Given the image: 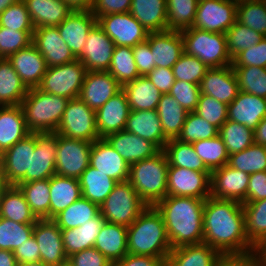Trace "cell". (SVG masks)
<instances>
[{
    "instance_id": "obj_59",
    "label": "cell",
    "mask_w": 266,
    "mask_h": 266,
    "mask_svg": "<svg viewBox=\"0 0 266 266\" xmlns=\"http://www.w3.org/2000/svg\"><path fill=\"white\" fill-rule=\"evenodd\" d=\"M34 31H15L0 26V58H8L28 47L33 41Z\"/></svg>"
},
{
    "instance_id": "obj_71",
    "label": "cell",
    "mask_w": 266,
    "mask_h": 266,
    "mask_svg": "<svg viewBox=\"0 0 266 266\" xmlns=\"http://www.w3.org/2000/svg\"><path fill=\"white\" fill-rule=\"evenodd\" d=\"M253 255L261 266H266V236L254 246Z\"/></svg>"
},
{
    "instance_id": "obj_4",
    "label": "cell",
    "mask_w": 266,
    "mask_h": 266,
    "mask_svg": "<svg viewBox=\"0 0 266 266\" xmlns=\"http://www.w3.org/2000/svg\"><path fill=\"white\" fill-rule=\"evenodd\" d=\"M168 166L163 150L129 166L128 181L147 206H154L167 196Z\"/></svg>"
},
{
    "instance_id": "obj_12",
    "label": "cell",
    "mask_w": 266,
    "mask_h": 266,
    "mask_svg": "<svg viewBox=\"0 0 266 266\" xmlns=\"http://www.w3.org/2000/svg\"><path fill=\"white\" fill-rule=\"evenodd\" d=\"M97 24L113 40L115 46L134 47L146 41L147 30L130 12L98 16Z\"/></svg>"
},
{
    "instance_id": "obj_40",
    "label": "cell",
    "mask_w": 266,
    "mask_h": 266,
    "mask_svg": "<svg viewBox=\"0 0 266 266\" xmlns=\"http://www.w3.org/2000/svg\"><path fill=\"white\" fill-rule=\"evenodd\" d=\"M27 91L9 60L0 58V106L21 105Z\"/></svg>"
},
{
    "instance_id": "obj_45",
    "label": "cell",
    "mask_w": 266,
    "mask_h": 266,
    "mask_svg": "<svg viewBox=\"0 0 266 266\" xmlns=\"http://www.w3.org/2000/svg\"><path fill=\"white\" fill-rule=\"evenodd\" d=\"M242 205L245 214V233L249 242L255 246L266 236V198Z\"/></svg>"
},
{
    "instance_id": "obj_51",
    "label": "cell",
    "mask_w": 266,
    "mask_h": 266,
    "mask_svg": "<svg viewBox=\"0 0 266 266\" xmlns=\"http://www.w3.org/2000/svg\"><path fill=\"white\" fill-rule=\"evenodd\" d=\"M237 78L239 91L266 98V68L232 66Z\"/></svg>"
},
{
    "instance_id": "obj_6",
    "label": "cell",
    "mask_w": 266,
    "mask_h": 266,
    "mask_svg": "<svg viewBox=\"0 0 266 266\" xmlns=\"http://www.w3.org/2000/svg\"><path fill=\"white\" fill-rule=\"evenodd\" d=\"M180 32L184 52L197 57L208 68H222L232 64L224 33H214L193 27Z\"/></svg>"
},
{
    "instance_id": "obj_13",
    "label": "cell",
    "mask_w": 266,
    "mask_h": 266,
    "mask_svg": "<svg viewBox=\"0 0 266 266\" xmlns=\"http://www.w3.org/2000/svg\"><path fill=\"white\" fill-rule=\"evenodd\" d=\"M211 172L168 166L167 196L210 197Z\"/></svg>"
},
{
    "instance_id": "obj_31",
    "label": "cell",
    "mask_w": 266,
    "mask_h": 266,
    "mask_svg": "<svg viewBox=\"0 0 266 266\" xmlns=\"http://www.w3.org/2000/svg\"><path fill=\"white\" fill-rule=\"evenodd\" d=\"M34 28L57 27L72 12L63 0H23Z\"/></svg>"
},
{
    "instance_id": "obj_19",
    "label": "cell",
    "mask_w": 266,
    "mask_h": 266,
    "mask_svg": "<svg viewBox=\"0 0 266 266\" xmlns=\"http://www.w3.org/2000/svg\"><path fill=\"white\" fill-rule=\"evenodd\" d=\"M121 89L122 86L108 71H87L78 97L97 111Z\"/></svg>"
},
{
    "instance_id": "obj_30",
    "label": "cell",
    "mask_w": 266,
    "mask_h": 266,
    "mask_svg": "<svg viewBox=\"0 0 266 266\" xmlns=\"http://www.w3.org/2000/svg\"><path fill=\"white\" fill-rule=\"evenodd\" d=\"M28 134L21 105L0 106V152L3 154Z\"/></svg>"
},
{
    "instance_id": "obj_46",
    "label": "cell",
    "mask_w": 266,
    "mask_h": 266,
    "mask_svg": "<svg viewBox=\"0 0 266 266\" xmlns=\"http://www.w3.org/2000/svg\"><path fill=\"white\" fill-rule=\"evenodd\" d=\"M108 72L123 86L140 77L132 47L116 46Z\"/></svg>"
},
{
    "instance_id": "obj_39",
    "label": "cell",
    "mask_w": 266,
    "mask_h": 266,
    "mask_svg": "<svg viewBox=\"0 0 266 266\" xmlns=\"http://www.w3.org/2000/svg\"><path fill=\"white\" fill-rule=\"evenodd\" d=\"M0 217L22 224L36 223L38 220L26 202L23 192L15 185H9L3 193Z\"/></svg>"
},
{
    "instance_id": "obj_49",
    "label": "cell",
    "mask_w": 266,
    "mask_h": 266,
    "mask_svg": "<svg viewBox=\"0 0 266 266\" xmlns=\"http://www.w3.org/2000/svg\"><path fill=\"white\" fill-rule=\"evenodd\" d=\"M167 30L181 31L192 27L199 0H166Z\"/></svg>"
},
{
    "instance_id": "obj_37",
    "label": "cell",
    "mask_w": 266,
    "mask_h": 266,
    "mask_svg": "<svg viewBox=\"0 0 266 266\" xmlns=\"http://www.w3.org/2000/svg\"><path fill=\"white\" fill-rule=\"evenodd\" d=\"M130 110H157L162 93L147 78L140 76L122 86Z\"/></svg>"
},
{
    "instance_id": "obj_22",
    "label": "cell",
    "mask_w": 266,
    "mask_h": 266,
    "mask_svg": "<svg viewBox=\"0 0 266 266\" xmlns=\"http://www.w3.org/2000/svg\"><path fill=\"white\" fill-rule=\"evenodd\" d=\"M130 111L126 94L121 89L96 111V127L99 138L123 131Z\"/></svg>"
},
{
    "instance_id": "obj_44",
    "label": "cell",
    "mask_w": 266,
    "mask_h": 266,
    "mask_svg": "<svg viewBox=\"0 0 266 266\" xmlns=\"http://www.w3.org/2000/svg\"><path fill=\"white\" fill-rule=\"evenodd\" d=\"M23 192L26 202L37 219H49L50 178L27 183H17Z\"/></svg>"
},
{
    "instance_id": "obj_48",
    "label": "cell",
    "mask_w": 266,
    "mask_h": 266,
    "mask_svg": "<svg viewBox=\"0 0 266 266\" xmlns=\"http://www.w3.org/2000/svg\"><path fill=\"white\" fill-rule=\"evenodd\" d=\"M218 135L223 140L228 155L240 152L254 143V131L245 125L227 120Z\"/></svg>"
},
{
    "instance_id": "obj_8",
    "label": "cell",
    "mask_w": 266,
    "mask_h": 266,
    "mask_svg": "<svg viewBox=\"0 0 266 266\" xmlns=\"http://www.w3.org/2000/svg\"><path fill=\"white\" fill-rule=\"evenodd\" d=\"M87 69L79 59L60 66L47 67L39 90L62 96L67 99L77 98L80 94Z\"/></svg>"
},
{
    "instance_id": "obj_35",
    "label": "cell",
    "mask_w": 266,
    "mask_h": 266,
    "mask_svg": "<svg viewBox=\"0 0 266 266\" xmlns=\"http://www.w3.org/2000/svg\"><path fill=\"white\" fill-rule=\"evenodd\" d=\"M104 222L105 219L99 213L77 228L61 229L63 246L67 257L76 252L94 247L96 237Z\"/></svg>"
},
{
    "instance_id": "obj_72",
    "label": "cell",
    "mask_w": 266,
    "mask_h": 266,
    "mask_svg": "<svg viewBox=\"0 0 266 266\" xmlns=\"http://www.w3.org/2000/svg\"><path fill=\"white\" fill-rule=\"evenodd\" d=\"M254 143L266 146V116L254 130Z\"/></svg>"
},
{
    "instance_id": "obj_16",
    "label": "cell",
    "mask_w": 266,
    "mask_h": 266,
    "mask_svg": "<svg viewBox=\"0 0 266 266\" xmlns=\"http://www.w3.org/2000/svg\"><path fill=\"white\" fill-rule=\"evenodd\" d=\"M33 235L40 250V261L47 266H60L68 261L65 253L61 229L52 219H38Z\"/></svg>"
},
{
    "instance_id": "obj_11",
    "label": "cell",
    "mask_w": 266,
    "mask_h": 266,
    "mask_svg": "<svg viewBox=\"0 0 266 266\" xmlns=\"http://www.w3.org/2000/svg\"><path fill=\"white\" fill-rule=\"evenodd\" d=\"M237 20V4L229 0H199L192 27L226 33Z\"/></svg>"
},
{
    "instance_id": "obj_10",
    "label": "cell",
    "mask_w": 266,
    "mask_h": 266,
    "mask_svg": "<svg viewBox=\"0 0 266 266\" xmlns=\"http://www.w3.org/2000/svg\"><path fill=\"white\" fill-rule=\"evenodd\" d=\"M92 143L58 134L56 174L79 179L89 166Z\"/></svg>"
},
{
    "instance_id": "obj_78",
    "label": "cell",
    "mask_w": 266,
    "mask_h": 266,
    "mask_svg": "<svg viewBox=\"0 0 266 266\" xmlns=\"http://www.w3.org/2000/svg\"><path fill=\"white\" fill-rule=\"evenodd\" d=\"M231 2H235L236 4L241 3V2H245V1H252V0H229Z\"/></svg>"
},
{
    "instance_id": "obj_43",
    "label": "cell",
    "mask_w": 266,
    "mask_h": 266,
    "mask_svg": "<svg viewBox=\"0 0 266 266\" xmlns=\"http://www.w3.org/2000/svg\"><path fill=\"white\" fill-rule=\"evenodd\" d=\"M99 213L100 208L97 204L81 197L57 214L52 220L60 229H73L85 224Z\"/></svg>"
},
{
    "instance_id": "obj_74",
    "label": "cell",
    "mask_w": 266,
    "mask_h": 266,
    "mask_svg": "<svg viewBox=\"0 0 266 266\" xmlns=\"http://www.w3.org/2000/svg\"><path fill=\"white\" fill-rule=\"evenodd\" d=\"M19 0H0V13H2L7 7L17 3Z\"/></svg>"
},
{
    "instance_id": "obj_53",
    "label": "cell",
    "mask_w": 266,
    "mask_h": 266,
    "mask_svg": "<svg viewBox=\"0 0 266 266\" xmlns=\"http://www.w3.org/2000/svg\"><path fill=\"white\" fill-rule=\"evenodd\" d=\"M225 35L228 54L232 60L240 52L256 45L264 38V35L252 30L242 23H239L237 20L234 25L226 31Z\"/></svg>"
},
{
    "instance_id": "obj_26",
    "label": "cell",
    "mask_w": 266,
    "mask_h": 266,
    "mask_svg": "<svg viewBox=\"0 0 266 266\" xmlns=\"http://www.w3.org/2000/svg\"><path fill=\"white\" fill-rule=\"evenodd\" d=\"M130 166L143 159L154 157L161 150L152 142L125 130L104 138Z\"/></svg>"
},
{
    "instance_id": "obj_29",
    "label": "cell",
    "mask_w": 266,
    "mask_h": 266,
    "mask_svg": "<svg viewBox=\"0 0 266 266\" xmlns=\"http://www.w3.org/2000/svg\"><path fill=\"white\" fill-rule=\"evenodd\" d=\"M124 130L154 143L160 150L169 140L164 135L157 110L130 111Z\"/></svg>"
},
{
    "instance_id": "obj_7",
    "label": "cell",
    "mask_w": 266,
    "mask_h": 266,
    "mask_svg": "<svg viewBox=\"0 0 266 266\" xmlns=\"http://www.w3.org/2000/svg\"><path fill=\"white\" fill-rule=\"evenodd\" d=\"M146 207L131 183L124 181L115 185L99 208L105 222L128 227Z\"/></svg>"
},
{
    "instance_id": "obj_14",
    "label": "cell",
    "mask_w": 266,
    "mask_h": 266,
    "mask_svg": "<svg viewBox=\"0 0 266 266\" xmlns=\"http://www.w3.org/2000/svg\"><path fill=\"white\" fill-rule=\"evenodd\" d=\"M31 150H35V133L28 134L2 154V178L8 185L30 182Z\"/></svg>"
},
{
    "instance_id": "obj_52",
    "label": "cell",
    "mask_w": 266,
    "mask_h": 266,
    "mask_svg": "<svg viewBox=\"0 0 266 266\" xmlns=\"http://www.w3.org/2000/svg\"><path fill=\"white\" fill-rule=\"evenodd\" d=\"M34 224L0 217V249L14 251L33 235Z\"/></svg>"
},
{
    "instance_id": "obj_24",
    "label": "cell",
    "mask_w": 266,
    "mask_h": 266,
    "mask_svg": "<svg viewBox=\"0 0 266 266\" xmlns=\"http://www.w3.org/2000/svg\"><path fill=\"white\" fill-rule=\"evenodd\" d=\"M89 165L117 182L128 181L129 165L104 138L92 143Z\"/></svg>"
},
{
    "instance_id": "obj_55",
    "label": "cell",
    "mask_w": 266,
    "mask_h": 266,
    "mask_svg": "<svg viewBox=\"0 0 266 266\" xmlns=\"http://www.w3.org/2000/svg\"><path fill=\"white\" fill-rule=\"evenodd\" d=\"M219 129L207 122L195 112H188L182 131L177 139L183 142L194 143L198 140H207L218 135Z\"/></svg>"
},
{
    "instance_id": "obj_38",
    "label": "cell",
    "mask_w": 266,
    "mask_h": 266,
    "mask_svg": "<svg viewBox=\"0 0 266 266\" xmlns=\"http://www.w3.org/2000/svg\"><path fill=\"white\" fill-rule=\"evenodd\" d=\"M82 197L99 207L118 183L92 166H88L79 178Z\"/></svg>"
},
{
    "instance_id": "obj_21",
    "label": "cell",
    "mask_w": 266,
    "mask_h": 266,
    "mask_svg": "<svg viewBox=\"0 0 266 266\" xmlns=\"http://www.w3.org/2000/svg\"><path fill=\"white\" fill-rule=\"evenodd\" d=\"M202 94L229 105L239 92L236 75L231 65L209 68L199 84Z\"/></svg>"
},
{
    "instance_id": "obj_41",
    "label": "cell",
    "mask_w": 266,
    "mask_h": 266,
    "mask_svg": "<svg viewBox=\"0 0 266 266\" xmlns=\"http://www.w3.org/2000/svg\"><path fill=\"white\" fill-rule=\"evenodd\" d=\"M157 112L164 135L168 139L178 138L188 111H186L170 94H162Z\"/></svg>"
},
{
    "instance_id": "obj_33",
    "label": "cell",
    "mask_w": 266,
    "mask_h": 266,
    "mask_svg": "<svg viewBox=\"0 0 266 266\" xmlns=\"http://www.w3.org/2000/svg\"><path fill=\"white\" fill-rule=\"evenodd\" d=\"M94 247L114 265L128 254L127 227L104 222Z\"/></svg>"
},
{
    "instance_id": "obj_73",
    "label": "cell",
    "mask_w": 266,
    "mask_h": 266,
    "mask_svg": "<svg viewBox=\"0 0 266 266\" xmlns=\"http://www.w3.org/2000/svg\"><path fill=\"white\" fill-rule=\"evenodd\" d=\"M0 266H18L13 251L0 249Z\"/></svg>"
},
{
    "instance_id": "obj_54",
    "label": "cell",
    "mask_w": 266,
    "mask_h": 266,
    "mask_svg": "<svg viewBox=\"0 0 266 266\" xmlns=\"http://www.w3.org/2000/svg\"><path fill=\"white\" fill-rule=\"evenodd\" d=\"M237 21L266 36V0L238 3Z\"/></svg>"
},
{
    "instance_id": "obj_65",
    "label": "cell",
    "mask_w": 266,
    "mask_h": 266,
    "mask_svg": "<svg viewBox=\"0 0 266 266\" xmlns=\"http://www.w3.org/2000/svg\"><path fill=\"white\" fill-rule=\"evenodd\" d=\"M13 252L18 265L40 261V250L34 235L24 241L22 245H19Z\"/></svg>"
},
{
    "instance_id": "obj_64",
    "label": "cell",
    "mask_w": 266,
    "mask_h": 266,
    "mask_svg": "<svg viewBox=\"0 0 266 266\" xmlns=\"http://www.w3.org/2000/svg\"><path fill=\"white\" fill-rule=\"evenodd\" d=\"M132 50L139 75L147 76L155 68L149 43H139Z\"/></svg>"
},
{
    "instance_id": "obj_66",
    "label": "cell",
    "mask_w": 266,
    "mask_h": 266,
    "mask_svg": "<svg viewBox=\"0 0 266 266\" xmlns=\"http://www.w3.org/2000/svg\"><path fill=\"white\" fill-rule=\"evenodd\" d=\"M147 78L158 88L162 94H169L175 83L172 68L155 67Z\"/></svg>"
},
{
    "instance_id": "obj_23",
    "label": "cell",
    "mask_w": 266,
    "mask_h": 266,
    "mask_svg": "<svg viewBox=\"0 0 266 266\" xmlns=\"http://www.w3.org/2000/svg\"><path fill=\"white\" fill-rule=\"evenodd\" d=\"M27 89L37 88L46 73L43 55L31 43L7 58Z\"/></svg>"
},
{
    "instance_id": "obj_42",
    "label": "cell",
    "mask_w": 266,
    "mask_h": 266,
    "mask_svg": "<svg viewBox=\"0 0 266 266\" xmlns=\"http://www.w3.org/2000/svg\"><path fill=\"white\" fill-rule=\"evenodd\" d=\"M169 166H177L193 171L211 172L195 152L193 145L177 138L169 139L163 149Z\"/></svg>"
},
{
    "instance_id": "obj_36",
    "label": "cell",
    "mask_w": 266,
    "mask_h": 266,
    "mask_svg": "<svg viewBox=\"0 0 266 266\" xmlns=\"http://www.w3.org/2000/svg\"><path fill=\"white\" fill-rule=\"evenodd\" d=\"M82 197L79 179L55 174L50 178L49 219Z\"/></svg>"
},
{
    "instance_id": "obj_47",
    "label": "cell",
    "mask_w": 266,
    "mask_h": 266,
    "mask_svg": "<svg viewBox=\"0 0 266 266\" xmlns=\"http://www.w3.org/2000/svg\"><path fill=\"white\" fill-rule=\"evenodd\" d=\"M227 165L248 174L266 171V146L253 143L246 149L229 155Z\"/></svg>"
},
{
    "instance_id": "obj_50",
    "label": "cell",
    "mask_w": 266,
    "mask_h": 266,
    "mask_svg": "<svg viewBox=\"0 0 266 266\" xmlns=\"http://www.w3.org/2000/svg\"><path fill=\"white\" fill-rule=\"evenodd\" d=\"M192 145L197 155L210 171L227 164L229 155L219 135L207 140H198Z\"/></svg>"
},
{
    "instance_id": "obj_57",
    "label": "cell",
    "mask_w": 266,
    "mask_h": 266,
    "mask_svg": "<svg viewBox=\"0 0 266 266\" xmlns=\"http://www.w3.org/2000/svg\"><path fill=\"white\" fill-rule=\"evenodd\" d=\"M194 112L218 129L228 120V105L202 93Z\"/></svg>"
},
{
    "instance_id": "obj_77",
    "label": "cell",
    "mask_w": 266,
    "mask_h": 266,
    "mask_svg": "<svg viewBox=\"0 0 266 266\" xmlns=\"http://www.w3.org/2000/svg\"><path fill=\"white\" fill-rule=\"evenodd\" d=\"M2 163H3L2 153L0 152V177H2Z\"/></svg>"
},
{
    "instance_id": "obj_5",
    "label": "cell",
    "mask_w": 266,
    "mask_h": 266,
    "mask_svg": "<svg viewBox=\"0 0 266 266\" xmlns=\"http://www.w3.org/2000/svg\"><path fill=\"white\" fill-rule=\"evenodd\" d=\"M69 99L49 94L38 88L28 89L21 102L30 133L56 132Z\"/></svg>"
},
{
    "instance_id": "obj_25",
    "label": "cell",
    "mask_w": 266,
    "mask_h": 266,
    "mask_svg": "<svg viewBox=\"0 0 266 266\" xmlns=\"http://www.w3.org/2000/svg\"><path fill=\"white\" fill-rule=\"evenodd\" d=\"M96 23L97 18L91 11H72L57 26L61 38L76 58L82 53L88 33Z\"/></svg>"
},
{
    "instance_id": "obj_3",
    "label": "cell",
    "mask_w": 266,
    "mask_h": 266,
    "mask_svg": "<svg viewBox=\"0 0 266 266\" xmlns=\"http://www.w3.org/2000/svg\"><path fill=\"white\" fill-rule=\"evenodd\" d=\"M128 254L167 258L172 250L162 215L147 206L127 227Z\"/></svg>"
},
{
    "instance_id": "obj_63",
    "label": "cell",
    "mask_w": 266,
    "mask_h": 266,
    "mask_svg": "<svg viewBox=\"0 0 266 266\" xmlns=\"http://www.w3.org/2000/svg\"><path fill=\"white\" fill-rule=\"evenodd\" d=\"M132 0H94L91 13L95 16H106L116 13H127Z\"/></svg>"
},
{
    "instance_id": "obj_70",
    "label": "cell",
    "mask_w": 266,
    "mask_h": 266,
    "mask_svg": "<svg viewBox=\"0 0 266 266\" xmlns=\"http://www.w3.org/2000/svg\"><path fill=\"white\" fill-rule=\"evenodd\" d=\"M72 11H91L94 0H63Z\"/></svg>"
},
{
    "instance_id": "obj_18",
    "label": "cell",
    "mask_w": 266,
    "mask_h": 266,
    "mask_svg": "<svg viewBox=\"0 0 266 266\" xmlns=\"http://www.w3.org/2000/svg\"><path fill=\"white\" fill-rule=\"evenodd\" d=\"M58 134L35 133V150H31L30 182L49 179L56 174Z\"/></svg>"
},
{
    "instance_id": "obj_68",
    "label": "cell",
    "mask_w": 266,
    "mask_h": 266,
    "mask_svg": "<svg viewBox=\"0 0 266 266\" xmlns=\"http://www.w3.org/2000/svg\"><path fill=\"white\" fill-rule=\"evenodd\" d=\"M167 258L126 254L114 266H166Z\"/></svg>"
},
{
    "instance_id": "obj_76",
    "label": "cell",
    "mask_w": 266,
    "mask_h": 266,
    "mask_svg": "<svg viewBox=\"0 0 266 266\" xmlns=\"http://www.w3.org/2000/svg\"><path fill=\"white\" fill-rule=\"evenodd\" d=\"M18 266H47L41 261L37 262H32V263H24V264H19Z\"/></svg>"
},
{
    "instance_id": "obj_20",
    "label": "cell",
    "mask_w": 266,
    "mask_h": 266,
    "mask_svg": "<svg viewBox=\"0 0 266 266\" xmlns=\"http://www.w3.org/2000/svg\"><path fill=\"white\" fill-rule=\"evenodd\" d=\"M32 43L43 55L47 67L60 66L77 59L61 38L57 27L35 28Z\"/></svg>"
},
{
    "instance_id": "obj_60",
    "label": "cell",
    "mask_w": 266,
    "mask_h": 266,
    "mask_svg": "<svg viewBox=\"0 0 266 266\" xmlns=\"http://www.w3.org/2000/svg\"><path fill=\"white\" fill-rule=\"evenodd\" d=\"M169 94L188 112L196 110L201 94L198 84L175 80Z\"/></svg>"
},
{
    "instance_id": "obj_32",
    "label": "cell",
    "mask_w": 266,
    "mask_h": 266,
    "mask_svg": "<svg viewBox=\"0 0 266 266\" xmlns=\"http://www.w3.org/2000/svg\"><path fill=\"white\" fill-rule=\"evenodd\" d=\"M222 255L206 243L173 248L166 266H215Z\"/></svg>"
},
{
    "instance_id": "obj_9",
    "label": "cell",
    "mask_w": 266,
    "mask_h": 266,
    "mask_svg": "<svg viewBox=\"0 0 266 266\" xmlns=\"http://www.w3.org/2000/svg\"><path fill=\"white\" fill-rule=\"evenodd\" d=\"M56 133L89 142L100 139L96 127V111L79 97L70 99Z\"/></svg>"
},
{
    "instance_id": "obj_15",
    "label": "cell",
    "mask_w": 266,
    "mask_h": 266,
    "mask_svg": "<svg viewBox=\"0 0 266 266\" xmlns=\"http://www.w3.org/2000/svg\"><path fill=\"white\" fill-rule=\"evenodd\" d=\"M250 174L227 164L211 171L210 196L215 199L247 202Z\"/></svg>"
},
{
    "instance_id": "obj_1",
    "label": "cell",
    "mask_w": 266,
    "mask_h": 266,
    "mask_svg": "<svg viewBox=\"0 0 266 266\" xmlns=\"http://www.w3.org/2000/svg\"><path fill=\"white\" fill-rule=\"evenodd\" d=\"M203 243L216 249L222 256L253 253L254 246L245 233L242 203L211 196L205 200Z\"/></svg>"
},
{
    "instance_id": "obj_67",
    "label": "cell",
    "mask_w": 266,
    "mask_h": 266,
    "mask_svg": "<svg viewBox=\"0 0 266 266\" xmlns=\"http://www.w3.org/2000/svg\"><path fill=\"white\" fill-rule=\"evenodd\" d=\"M266 198V171L250 174L247 188V202Z\"/></svg>"
},
{
    "instance_id": "obj_17",
    "label": "cell",
    "mask_w": 266,
    "mask_h": 266,
    "mask_svg": "<svg viewBox=\"0 0 266 266\" xmlns=\"http://www.w3.org/2000/svg\"><path fill=\"white\" fill-rule=\"evenodd\" d=\"M115 44L96 23L88 33L82 53L77 57L87 71H108Z\"/></svg>"
},
{
    "instance_id": "obj_61",
    "label": "cell",
    "mask_w": 266,
    "mask_h": 266,
    "mask_svg": "<svg viewBox=\"0 0 266 266\" xmlns=\"http://www.w3.org/2000/svg\"><path fill=\"white\" fill-rule=\"evenodd\" d=\"M231 66H256L266 68V36L256 45L240 52L232 60Z\"/></svg>"
},
{
    "instance_id": "obj_79",
    "label": "cell",
    "mask_w": 266,
    "mask_h": 266,
    "mask_svg": "<svg viewBox=\"0 0 266 266\" xmlns=\"http://www.w3.org/2000/svg\"><path fill=\"white\" fill-rule=\"evenodd\" d=\"M60 266H72V265L67 261V262L61 264Z\"/></svg>"
},
{
    "instance_id": "obj_34",
    "label": "cell",
    "mask_w": 266,
    "mask_h": 266,
    "mask_svg": "<svg viewBox=\"0 0 266 266\" xmlns=\"http://www.w3.org/2000/svg\"><path fill=\"white\" fill-rule=\"evenodd\" d=\"M129 12L148 33L167 31L166 0H132Z\"/></svg>"
},
{
    "instance_id": "obj_75",
    "label": "cell",
    "mask_w": 266,
    "mask_h": 266,
    "mask_svg": "<svg viewBox=\"0 0 266 266\" xmlns=\"http://www.w3.org/2000/svg\"><path fill=\"white\" fill-rule=\"evenodd\" d=\"M8 186L9 185L7 184V182L2 177H0V205H1V199H2L3 193Z\"/></svg>"
},
{
    "instance_id": "obj_2",
    "label": "cell",
    "mask_w": 266,
    "mask_h": 266,
    "mask_svg": "<svg viewBox=\"0 0 266 266\" xmlns=\"http://www.w3.org/2000/svg\"><path fill=\"white\" fill-rule=\"evenodd\" d=\"M205 199L166 196L154 207L162 215L171 248L203 243Z\"/></svg>"
},
{
    "instance_id": "obj_27",
    "label": "cell",
    "mask_w": 266,
    "mask_h": 266,
    "mask_svg": "<svg viewBox=\"0 0 266 266\" xmlns=\"http://www.w3.org/2000/svg\"><path fill=\"white\" fill-rule=\"evenodd\" d=\"M146 41L150 45L155 67L172 68L184 52L180 31L148 33Z\"/></svg>"
},
{
    "instance_id": "obj_69",
    "label": "cell",
    "mask_w": 266,
    "mask_h": 266,
    "mask_svg": "<svg viewBox=\"0 0 266 266\" xmlns=\"http://www.w3.org/2000/svg\"><path fill=\"white\" fill-rule=\"evenodd\" d=\"M215 266H261L253 253L248 255L222 256Z\"/></svg>"
},
{
    "instance_id": "obj_58",
    "label": "cell",
    "mask_w": 266,
    "mask_h": 266,
    "mask_svg": "<svg viewBox=\"0 0 266 266\" xmlns=\"http://www.w3.org/2000/svg\"><path fill=\"white\" fill-rule=\"evenodd\" d=\"M0 26L15 31H34L29 12L23 0L7 7L0 13Z\"/></svg>"
},
{
    "instance_id": "obj_56",
    "label": "cell",
    "mask_w": 266,
    "mask_h": 266,
    "mask_svg": "<svg viewBox=\"0 0 266 266\" xmlns=\"http://www.w3.org/2000/svg\"><path fill=\"white\" fill-rule=\"evenodd\" d=\"M209 68L197 57L182 53L179 60L172 67L175 80L200 84Z\"/></svg>"
},
{
    "instance_id": "obj_62",
    "label": "cell",
    "mask_w": 266,
    "mask_h": 266,
    "mask_svg": "<svg viewBox=\"0 0 266 266\" xmlns=\"http://www.w3.org/2000/svg\"><path fill=\"white\" fill-rule=\"evenodd\" d=\"M72 266H114L99 250L91 247L68 257Z\"/></svg>"
},
{
    "instance_id": "obj_28",
    "label": "cell",
    "mask_w": 266,
    "mask_h": 266,
    "mask_svg": "<svg viewBox=\"0 0 266 266\" xmlns=\"http://www.w3.org/2000/svg\"><path fill=\"white\" fill-rule=\"evenodd\" d=\"M266 116V98L239 91L237 97L228 105V120L255 130Z\"/></svg>"
}]
</instances>
